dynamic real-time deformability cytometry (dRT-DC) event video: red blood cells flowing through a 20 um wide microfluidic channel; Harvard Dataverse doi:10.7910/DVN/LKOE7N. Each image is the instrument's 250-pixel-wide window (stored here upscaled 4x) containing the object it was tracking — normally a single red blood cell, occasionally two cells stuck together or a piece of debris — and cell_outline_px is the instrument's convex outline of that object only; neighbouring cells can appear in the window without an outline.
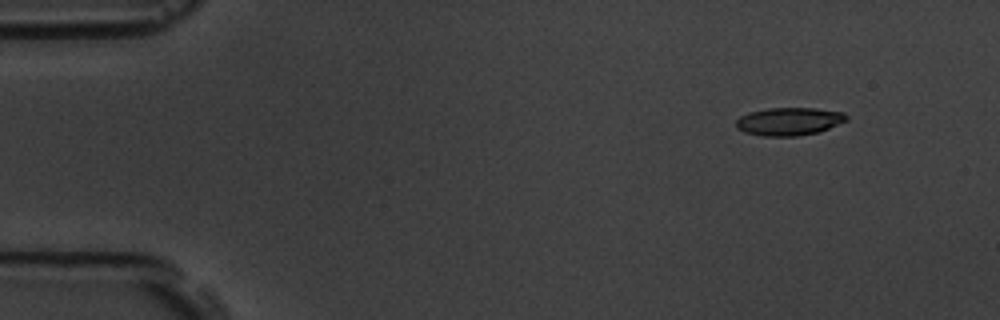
{"species": "common noctule bat (a hibernating species)", "species_latin": "Nyctalus noctula", "temperature_condition": "room temperature", "stored_images_in_passage": 5, "camera_frame_rate_fps": 3000, "um_per_image_px": 0.085, "animal": {"sex": "male", "body_mass_g": 19.5, "forearm_length_mm": 54.6}, "frame": {"image": 1, "passage_image": 2, "time_ms": 1.333, "image_size_px": [1000, 320], "cell_outline_px": [[848, 120], [828, 128], [816, 132], [796, 136], [764, 136], [744, 132], [736, 128], [736, 120], [740, 116], [748, 112], [768, 108], [816, 108], [844, 112], [848, 116]], "centroid_in_image_um": [67.06, 10.31], "position_along_channel_um": 17.9, "area_um2": 17.98}}
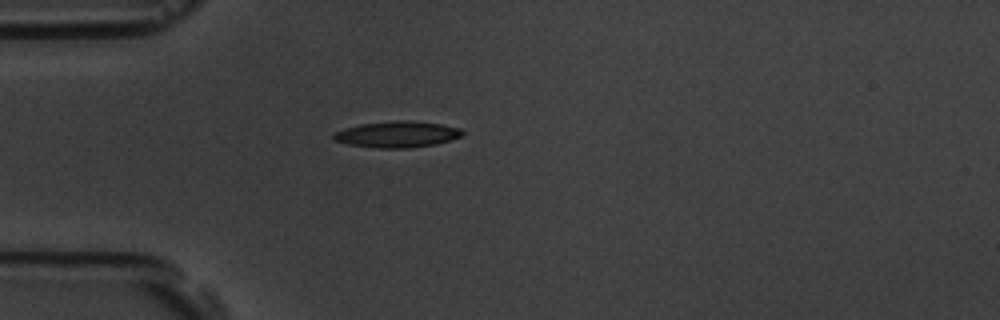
{"frame": {"image": 2, "passage_image": 5, "time_ms": 4.667, "image_size_px": [1000, 320], "cell_outline_px": [[464, 132], [460, 136], [452, 140], [436, 144], [412, 148], [376, 148], [348, 144], [336, 140], [332, 136], [336, 132], [344, 128], [360, 124], [396, 120], [408, 120], [440, 124], [460, 128]], "centroid_in_image_um": [33.78, 11.42], "position_along_channel_um": 51.2, "area_um2": 19.65}}